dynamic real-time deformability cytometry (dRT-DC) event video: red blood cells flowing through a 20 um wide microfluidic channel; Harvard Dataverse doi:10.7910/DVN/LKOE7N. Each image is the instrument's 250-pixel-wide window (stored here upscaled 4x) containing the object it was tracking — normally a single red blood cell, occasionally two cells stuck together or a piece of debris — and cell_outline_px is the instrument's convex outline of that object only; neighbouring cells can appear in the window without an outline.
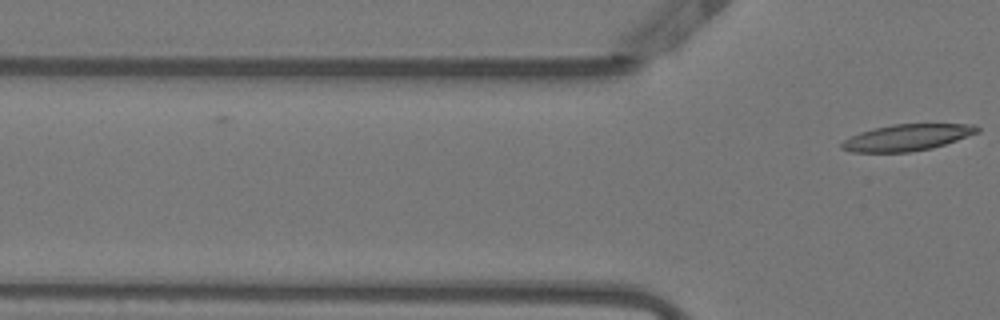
{"species": "Egyptian fruit bat (a non-hibernating species)", "species_latin": "Rousettus aegyptiacus", "temperature_condition": "warm", "stored_images_in_passage": 11, "camera_frame_rate_fps": 3000, "um_per_image_px": 0.085, "animal": {"sex": "female"}, "frame": {"image": 1, "passage_image": 11, "time_ms": 3.333, "image_size_px": [1000, 320], "cell_outline_px": [[980, 132], [932, 148], [908, 152], [852, 152], [840, 148], [840, 144], [844, 140], [860, 132], [892, 124], [972, 124], [980, 128]], "centroid_in_image_um": [77.1, 11.69], "position_along_channel_um": 48.7, "area_um2": 20.69}}